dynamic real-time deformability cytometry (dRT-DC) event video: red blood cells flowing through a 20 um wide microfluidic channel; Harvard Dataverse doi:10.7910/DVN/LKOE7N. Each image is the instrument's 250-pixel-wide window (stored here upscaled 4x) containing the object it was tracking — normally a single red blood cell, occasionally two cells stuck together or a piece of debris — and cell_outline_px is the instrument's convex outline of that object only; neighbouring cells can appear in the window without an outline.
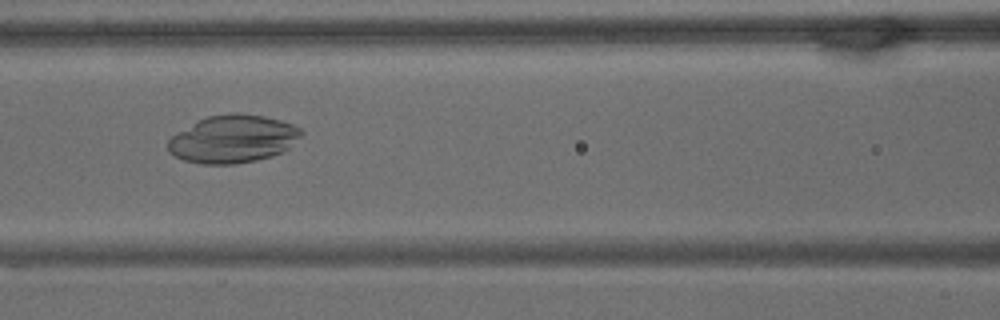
{"species": "common noctule bat (a hibernating species)", "species_latin": "Nyctalus noctula", "temperature_condition": "warm", "stored_images_in_passage": 58, "camera_frame_rate_fps": 3000, "um_per_image_px": 0.085, "animal": {"sex": "male", "body_mass_g": 15.6}, "frame": {"image": 1, "passage_image": 21, "time_ms": 6.667, "image_size_px": [1000, 320], "cell_outline_px": [[304, 132], [288, 148], [272, 156], [256, 160], [236, 164], [204, 164], [184, 160], [168, 152], [168, 140], [176, 132], [208, 116], [232, 112], [236, 112], [264, 116], [280, 120], [292, 124], [300, 128]], "centroid_in_image_um": [19.79, 11.81], "position_along_channel_um": 146.8, "area_um2": 36.93}}
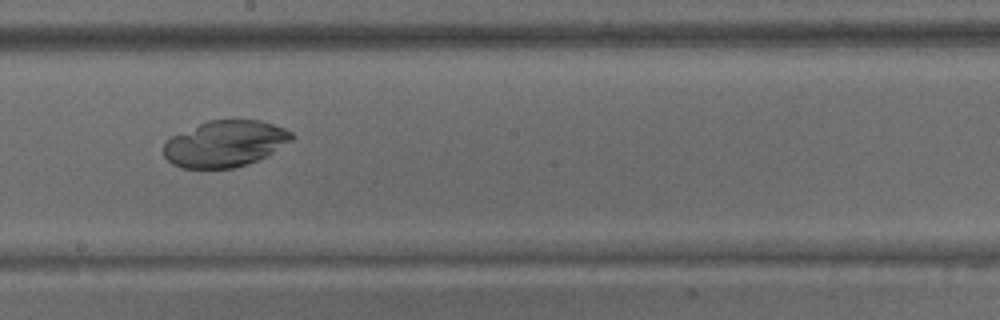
{"frame": {"image": 2, "passage_image": 29, "time_ms": 9.333, "image_size_px": [1000, 320], "cell_outline_px": [[296, 136], [292, 140], [272, 152], [248, 164], [232, 168], [184, 168], [172, 164], [164, 156], [164, 144], [172, 136], [208, 120], [260, 120], [284, 128], [292, 132]], "centroid_in_image_um": [19.13, 12.21], "position_along_channel_um": 229.1, "area_um2": 34.22}}
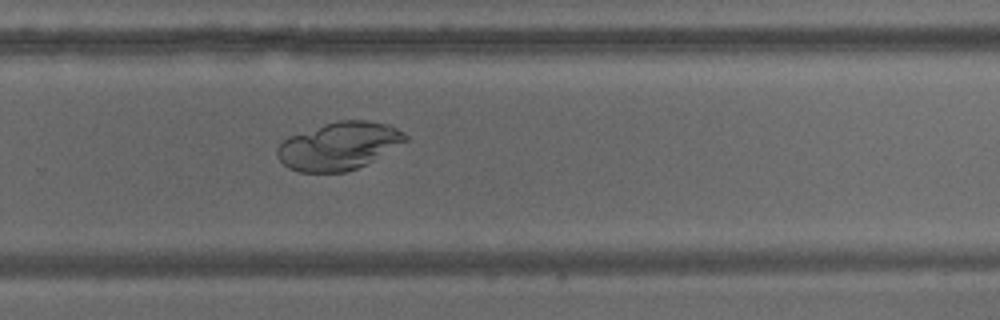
{"frame": {"image": 3, "passage_image": 36, "time_ms": 11.667, "image_size_px": [1000, 320], "cell_outline_px": [[408, 140], [372, 160], [356, 168], [344, 172], [300, 172], [288, 168], [276, 156], [276, 148], [288, 136], [324, 124], [340, 120], [368, 120], [388, 124], [404, 132], [408, 136]], "centroid_in_image_um": [28.78, 12.4], "position_along_channel_um": 301.0, "area_um2": 35.37}}